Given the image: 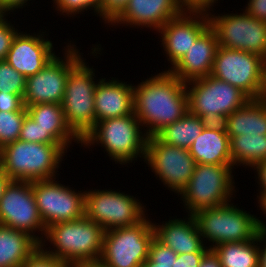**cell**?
Returning a JSON list of instances; mask_svg holds the SVG:
<instances>
[{"instance_id": "cell-21", "label": "cell", "mask_w": 266, "mask_h": 267, "mask_svg": "<svg viewBox=\"0 0 266 267\" xmlns=\"http://www.w3.org/2000/svg\"><path fill=\"white\" fill-rule=\"evenodd\" d=\"M217 48L216 32L209 26L169 72L185 83L206 77L212 71Z\"/></svg>"}, {"instance_id": "cell-17", "label": "cell", "mask_w": 266, "mask_h": 267, "mask_svg": "<svg viewBox=\"0 0 266 267\" xmlns=\"http://www.w3.org/2000/svg\"><path fill=\"white\" fill-rule=\"evenodd\" d=\"M209 26L207 11L185 10L155 32L160 35L158 38L161 39L159 43L163 46V55H166L167 62L170 63L168 70L166 68L164 71L173 68Z\"/></svg>"}, {"instance_id": "cell-26", "label": "cell", "mask_w": 266, "mask_h": 267, "mask_svg": "<svg viewBox=\"0 0 266 267\" xmlns=\"http://www.w3.org/2000/svg\"><path fill=\"white\" fill-rule=\"evenodd\" d=\"M39 247L29 234L0 225V267H21Z\"/></svg>"}, {"instance_id": "cell-44", "label": "cell", "mask_w": 266, "mask_h": 267, "mask_svg": "<svg viewBox=\"0 0 266 267\" xmlns=\"http://www.w3.org/2000/svg\"><path fill=\"white\" fill-rule=\"evenodd\" d=\"M198 267H222L219 258L212 249H209L203 256Z\"/></svg>"}, {"instance_id": "cell-3", "label": "cell", "mask_w": 266, "mask_h": 267, "mask_svg": "<svg viewBox=\"0 0 266 267\" xmlns=\"http://www.w3.org/2000/svg\"><path fill=\"white\" fill-rule=\"evenodd\" d=\"M68 151L60 143L16 140L0 149V168L11 181H40L57 178Z\"/></svg>"}, {"instance_id": "cell-22", "label": "cell", "mask_w": 266, "mask_h": 267, "mask_svg": "<svg viewBox=\"0 0 266 267\" xmlns=\"http://www.w3.org/2000/svg\"><path fill=\"white\" fill-rule=\"evenodd\" d=\"M155 237L177 254L207 252L193 215L182 218L170 217L163 222L153 221ZM158 224V225H157Z\"/></svg>"}, {"instance_id": "cell-10", "label": "cell", "mask_w": 266, "mask_h": 267, "mask_svg": "<svg viewBox=\"0 0 266 267\" xmlns=\"http://www.w3.org/2000/svg\"><path fill=\"white\" fill-rule=\"evenodd\" d=\"M118 190H85L84 215L105 231L133 226L148 215L146 204L139 197Z\"/></svg>"}, {"instance_id": "cell-47", "label": "cell", "mask_w": 266, "mask_h": 267, "mask_svg": "<svg viewBox=\"0 0 266 267\" xmlns=\"http://www.w3.org/2000/svg\"><path fill=\"white\" fill-rule=\"evenodd\" d=\"M258 210H261L262 215H264L263 217H266V198L259 204V206H257ZM260 226H261V230L266 231V220H262L260 219Z\"/></svg>"}, {"instance_id": "cell-35", "label": "cell", "mask_w": 266, "mask_h": 267, "mask_svg": "<svg viewBox=\"0 0 266 267\" xmlns=\"http://www.w3.org/2000/svg\"><path fill=\"white\" fill-rule=\"evenodd\" d=\"M7 18L8 17L0 19V61H5L14 37L21 30L17 29V25L15 28V21H13L14 24H12V21Z\"/></svg>"}, {"instance_id": "cell-24", "label": "cell", "mask_w": 266, "mask_h": 267, "mask_svg": "<svg viewBox=\"0 0 266 267\" xmlns=\"http://www.w3.org/2000/svg\"><path fill=\"white\" fill-rule=\"evenodd\" d=\"M226 133L239 135H266V98L250 99L223 121Z\"/></svg>"}, {"instance_id": "cell-39", "label": "cell", "mask_w": 266, "mask_h": 267, "mask_svg": "<svg viewBox=\"0 0 266 267\" xmlns=\"http://www.w3.org/2000/svg\"><path fill=\"white\" fill-rule=\"evenodd\" d=\"M23 107L24 102L20 95L0 91V111H20Z\"/></svg>"}, {"instance_id": "cell-5", "label": "cell", "mask_w": 266, "mask_h": 267, "mask_svg": "<svg viewBox=\"0 0 266 267\" xmlns=\"http://www.w3.org/2000/svg\"><path fill=\"white\" fill-rule=\"evenodd\" d=\"M237 205L229 202L193 214L203 242L209 249L221 243L251 241L259 235L260 217Z\"/></svg>"}, {"instance_id": "cell-6", "label": "cell", "mask_w": 266, "mask_h": 267, "mask_svg": "<svg viewBox=\"0 0 266 267\" xmlns=\"http://www.w3.org/2000/svg\"><path fill=\"white\" fill-rule=\"evenodd\" d=\"M234 169L233 165L197 164L188 185L178 195L186 215L233 201L238 190Z\"/></svg>"}, {"instance_id": "cell-12", "label": "cell", "mask_w": 266, "mask_h": 267, "mask_svg": "<svg viewBox=\"0 0 266 267\" xmlns=\"http://www.w3.org/2000/svg\"><path fill=\"white\" fill-rule=\"evenodd\" d=\"M64 43L67 45L63 46V56L58 53L41 71L26 78L23 95L25 107L42 103H62L69 72L83 59L84 54L80 53L76 42L68 39V43Z\"/></svg>"}, {"instance_id": "cell-41", "label": "cell", "mask_w": 266, "mask_h": 267, "mask_svg": "<svg viewBox=\"0 0 266 267\" xmlns=\"http://www.w3.org/2000/svg\"><path fill=\"white\" fill-rule=\"evenodd\" d=\"M206 252L178 254L172 267H198Z\"/></svg>"}, {"instance_id": "cell-9", "label": "cell", "mask_w": 266, "mask_h": 267, "mask_svg": "<svg viewBox=\"0 0 266 267\" xmlns=\"http://www.w3.org/2000/svg\"><path fill=\"white\" fill-rule=\"evenodd\" d=\"M210 75L239 88L250 99L266 96V59L258 54L218 46Z\"/></svg>"}, {"instance_id": "cell-37", "label": "cell", "mask_w": 266, "mask_h": 267, "mask_svg": "<svg viewBox=\"0 0 266 267\" xmlns=\"http://www.w3.org/2000/svg\"><path fill=\"white\" fill-rule=\"evenodd\" d=\"M128 0H101V19L108 24L123 10Z\"/></svg>"}, {"instance_id": "cell-34", "label": "cell", "mask_w": 266, "mask_h": 267, "mask_svg": "<svg viewBox=\"0 0 266 267\" xmlns=\"http://www.w3.org/2000/svg\"><path fill=\"white\" fill-rule=\"evenodd\" d=\"M19 140L34 143H59L48 131L43 130L28 115L25 116L22 123Z\"/></svg>"}, {"instance_id": "cell-13", "label": "cell", "mask_w": 266, "mask_h": 267, "mask_svg": "<svg viewBox=\"0 0 266 267\" xmlns=\"http://www.w3.org/2000/svg\"><path fill=\"white\" fill-rule=\"evenodd\" d=\"M207 11L210 26L216 32L218 46L255 53L266 59V22L241 13H214Z\"/></svg>"}, {"instance_id": "cell-32", "label": "cell", "mask_w": 266, "mask_h": 267, "mask_svg": "<svg viewBox=\"0 0 266 267\" xmlns=\"http://www.w3.org/2000/svg\"><path fill=\"white\" fill-rule=\"evenodd\" d=\"M26 77L15 70L6 61H0V91L14 93L23 98Z\"/></svg>"}, {"instance_id": "cell-15", "label": "cell", "mask_w": 266, "mask_h": 267, "mask_svg": "<svg viewBox=\"0 0 266 267\" xmlns=\"http://www.w3.org/2000/svg\"><path fill=\"white\" fill-rule=\"evenodd\" d=\"M0 225L23 231L39 244L43 242L47 229L39 215L31 182L10 181L5 187L0 198Z\"/></svg>"}, {"instance_id": "cell-30", "label": "cell", "mask_w": 266, "mask_h": 267, "mask_svg": "<svg viewBox=\"0 0 266 267\" xmlns=\"http://www.w3.org/2000/svg\"><path fill=\"white\" fill-rule=\"evenodd\" d=\"M26 115L25 106L20 111H0V149L8 143L19 140L22 123Z\"/></svg>"}, {"instance_id": "cell-50", "label": "cell", "mask_w": 266, "mask_h": 267, "mask_svg": "<svg viewBox=\"0 0 266 267\" xmlns=\"http://www.w3.org/2000/svg\"><path fill=\"white\" fill-rule=\"evenodd\" d=\"M92 267H104V266H102V265L99 264V263H94V264H92Z\"/></svg>"}, {"instance_id": "cell-11", "label": "cell", "mask_w": 266, "mask_h": 267, "mask_svg": "<svg viewBox=\"0 0 266 267\" xmlns=\"http://www.w3.org/2000/svg\"><path fill=\"white\" fill-rule=\"evenodd\" d=\"M148 217L133 226L105 231L98 263L104 267H141L148 259L149 247L155 236L153 219Z\"/></svg>"}, {"instance_id": "cell-43", "label": "cell", "mask_w": 266, "mask_h": 267, "mask_svg": "<svg viewBox=\"0 0 266 267\" xmlns=\"http://www.w3.org/2000/svg\"><path fill=\"white\" fill-rule=\"evenodd\" d=\"M30 1L32 0H0V4L10 16L12 13L15 16L14 12L17 10L20 11V9H23L26 6H30Z\"/></svg>"}, {"instance_id": "cell-28", "label": "cell", "mask_w": 266, "mask_h": 267, "mask_svg": "<svg viewBox=\"0 0 266 267\" xmlns=\"http://www.w3.org/2000/svg\"><path fill=\"white\" fill-rule=\"evenodd\" d=\"M212 250L222 267H259V235L251 241L221 243Z\"/></svg>"}, {"instance_id": "cell-27", "label": "cell", "mask_w": 266, "mask_h": 267, "mask_svg": "<svg viewBox=\"0 0 266 267\" xmlns=\"http://www.w3.org/2000/svg\"><path fill=\"white\" fill-rule=\"evenodd\" d=\"M207 124V121L188 111L181 119L165 126L156 136L166 144L189 149Z\"/></svg>"}, {"instance_id": "cell-42", "label": "cell", "mask_w": 266, "mask_h": 267, "mask_svg": "<svg viewBox=\"0 0 266 267\" xmlns=\"http://www.w3.org/2000/svg\"><path fill=\"white\" fill-rule=\"evenodd\" d=\"M185 10L208 11L218 6L220 0H179ZM217 4V5H216Z\"/></svg>"}, {"instance_id": "cell-46", "label": "cell", "mask_w": 266, "mask_h": 267, "mask_svg": "<svg viewBox=\"0 0 266 267\" xmlns=\"http://www.w3.org/2000/svg\"><path fill=\"white\" fill-rule=\"evenodd\" d=\"M10 181L11 179L0 168V198L3 195L5 187L8 185Z\"/></svg>"}, {"instance_id": "cell-8", "label": "cell", "mask_w": 266, "mask_h": 267, "mask_svg": "<svg viewBox=\"0 0 266 267\" xmlns=\"http://www.w3.org/2000/svg\"><path fill=\"white\" fill-rule=\"evenodd\" d=\"M185 86L189 112L208 123H223L250 100L239 88L211 75L188 81Z\"/></svg>"}, {"instance_id": "cell-31", "label": "cell", "mask_w": 266, "mask_h": 267, "mask_svg": "<svg viewBox=\"0 0 266 267\" xmlns=\"http://www.w3.org/2000/svg\"><path fill=\"white\" fill-rule=\"evenodd\" d=\"M53 10L64 17H78L85 11H93L92 14L101 18V0H52ZM55 8V9H54ZM67 15V16H66Z\"/></svg>"}, {"instance_id": "cell-40", "label": "cell", "mask_w": 266, "mask_h": 267, "mask_svg": "<svg viewBox=\"0 0 266 267\" xmlns=\"http://www.w3.org/2000/svg\"><path fill=\"white\" fill-rule=\"evenodd\" d=\"M243 9L248 15L253 18L266 22V0H247Z\"/></svg>"}, {"instance_id": "cell-29", "label": "cell", "mask_w": 266, "mask_h": 267, "mask_svg": "<svg viewBox=\"0 0 266 267\" xmlns=\"http://www.w3.org/2000/svg\"><path fill=\"white\" fill-rule=\"evenodd\" d=\"M233 166L252 168L266 160V135H239L230 138Z\"/></svg>"}, {"instance_id": "cell-45", "label": "cell", "mask_w": 266, "mask_h": 267, "mask_svg": "<svg viewBox=\"0 0 266 267\" xmlns=\"http://www.w3.org/2000/svg\"><path fill=\"white\" fill-rule=\"evenodd\" d=\"M259 267H266V231L259 233Z\"/></svg>"}, {"instance_id": "cell-48", "label": "cell", "mask_w": 266, "mask_h": 267, "mask_svg": "<svg viewBox=\"0 0 266 267\" xmlns=\"http://www.w3.org/2000/svg\"><path fill=\"white\" fill-rule=\"evenodd\" d=\"M8 16H9V14L4 10V8L0 4V19L8 17Z\"/></svg>"}, {"instance_id": "cell-16", "label": "cell", "mask_w": 266, "mask_h": 267, "mask_svg": "<svg viewBox=\"0 0 266 267\" xmlns=\"http://www.w3.org/2000/svg\"><path fill=\"white\" fill-rule=\"evenodd\" d=\"M58 179L31 182L38 212L46 229L55 223L84 216L85 190L77 191L68 184H61Z\"/></svg>"}, {"instance_id": "cell-7", "label": "cell", "mask_w": 266, "mask_h": 267, "mask_svg": "<svg viewBox=\"0 0 266 267\" xmlns=\"http://www.w3.org/2000/svg\"><path fill=\"white\" fill-rule=\"evenodd\" d=\"M87 64L84 57L69 72L61 103L67 126L81 141L96 126L94 96L99 80Z\"/></svg>"}, {"instance_id": "cell-18", "label": "cell", "mask_w": 266, "mask_h": 267, "mask_svg": "<svg viewBox=\"0 0 266 267\" xmlns=\"http://www.w3.org/2000/svg\"><path fill=\"white\" fill-rule=\"evenodd\" d=\"M46 32L44 29L37 33L20 30L12 41L5 61L26 78L41 71L57 55L54 43Z\"/></svg>"}, {"instance_id": "cell-36", "label": "cell", "mask_w": 266, "mask_h": 267, "mask_svg": "<svg viewBox=\"0 0 266 267\" xmlns=\"http://www.w3.org/2000/svg\"><path fill=\"white\" fill-rule=\"evenodd\" d=\"M69 263L48 255L39 247L21 267H67Z\"/></svg>"}, {"instance_id": "cell-4", "label": "cell", "mask_w": 266, "mask_h": 267, "mask_svg": "<svg viewBox=\"0 0 266 267\" xmlns=\"http://www.w3.org/2000/svg\"><path fill=\"white\" fill-rule=\"evenodd\" d=\"M147 138L140 121L132 113L97 122L82 139L80 147L91 149L92 152L94 145L101 146L112 162L126 166L140 158L144 161Z\"/></svg>"}, {"instance_id": "cell-14", "label": "cell", "mask_w": 266, "mask_h": 267, "mask_svg": "<svg viewBox=\"0 0 266 267\" xmlns=\"http://www.w3.org/2000/svg\"><path fill=\"white\" fill-rule=\"evenodd\" d=\"M144 162L155 178L177 195L188 185L197 165L189 149L166 144L156 135L147 138Z\"/></svg>"}, {"instance_id": "cell-20", "label": "cell", "mask_w": 266, "mask_h": 267, "mask_svg": "<svg viewBox=\"0 0 266 267\" xmlns=\"http://www.w3.org/2000/svg\"><path fill=\"white\" fill-rule=\"evenodd\" d=\"M133 85L116 77L99 79L94 96L96 123L134 113Z\"/></svg>"}, {"instance_id": "cell-23", "label": "cell", "mask_w": 266, "mask_h": 267, "mask_svg": "<svg viewBox=\"0 0 266 267\" xmlns=\"http://www.w3.org/2000/svg\"><path fill=\"white\" fill-rule=\"evenodd\" d=\"M223 123H208L189 148L197 164L233 165Z\"/></svg>"}, {"instance_id": "cell-2", "label": "cell", "mask_w": 266, "mask_h": 267, "mask_svg": "<svg viewBox=\"0 0 266 267\" xmlns=\"http://www.w3.org/2000/svg\"><path fill=\"white\" fill-rule=\"evenodd\" d=\"M104 235L105 229L84 215L49 226L40 247L69 264H94L102 255Z\"/></svg>"}, {"instance_id": "cell-1", "label": "cell", "mask_w": 266, "mask_h": 267, "mask_svg": "<svg viewBox=\"0 0 266 267\" xmlns=\"http://www.w3.org/2000/svg\"><path fill=\"white\" fill-rule=\"evenodd\" d=\"M153 75L133 85L134 114L148 137L189 111L185 82L163 69Z\"/></svg>"}, {"instance_id": "cell-19", "label": "cell", "mask_w": 266, "mask_h": 267, "mask_svg": "<svg viewBox=\"0 0 266 267\" xmlns=\"http://www.w3.org/2000/svg\"><path fill=\"white\" fill-rule=\"evenodd\" d=\"M185 9L179 0H128L123 10L108 24L109 27L147 28L158 31L168 20Z\"/></svg>"}, {"instance_id": "cell-25", "label": "cell", "mask_w": 266, "mask_h": 267, "mask_svg": "<svg viewBox=\"0 0 266 267\" xmlns=\"http://www.w3.org/2000/svg\"><path fill=\"white\" fill-rule=\"evenodd\" d=\"M30 116L45 131H48L67 151L81 140L67 126L61 104L42 103L26 107Z\"/></svg>"}, {"instance_id": "cell-49", "label": "cell", "mask_w": 266, "mask_h": 267, "mask_svg": "<svg viewBox=\"0 0 266 267\" xmlns=\"http://www.w3.org/2000/svg\"><path fill=\"white\" fill-rule=\"evenodd\" d=\"M67 267H92V264H69Z\"/></svg>"}, {"instance_id": "cell-38", "label": "cell", "mask_w": 266, "mask_h": 267, "mask_svg": "<svg viewBox=\"0 0 266 267\" xmlns=\"http://www.w3.org/2000/svg\"><path fill=\"white\" fill-rule=\"evenodd\" d=\"M250 170L255 172V181H257L259 191L257 194V203L259 204L266 198V160L254 165ZM259 194V195H258Z\"/></svg>"}, {"instance_id": "cell-33", "label": "cell", "mask_w": 266, "mask_h": 267, "mask_svg": "<svg viewBox=\"0 0 266 267\" xmlns=\"http://www.w3.org/2000/svg\"><path fill=\"white\" fill-rule=\"evenodd\" d=\"M177 255L176 252L154 236L149 247L148 259L141 267H172L177 259Z\"/></svg>"}]
</instances>
